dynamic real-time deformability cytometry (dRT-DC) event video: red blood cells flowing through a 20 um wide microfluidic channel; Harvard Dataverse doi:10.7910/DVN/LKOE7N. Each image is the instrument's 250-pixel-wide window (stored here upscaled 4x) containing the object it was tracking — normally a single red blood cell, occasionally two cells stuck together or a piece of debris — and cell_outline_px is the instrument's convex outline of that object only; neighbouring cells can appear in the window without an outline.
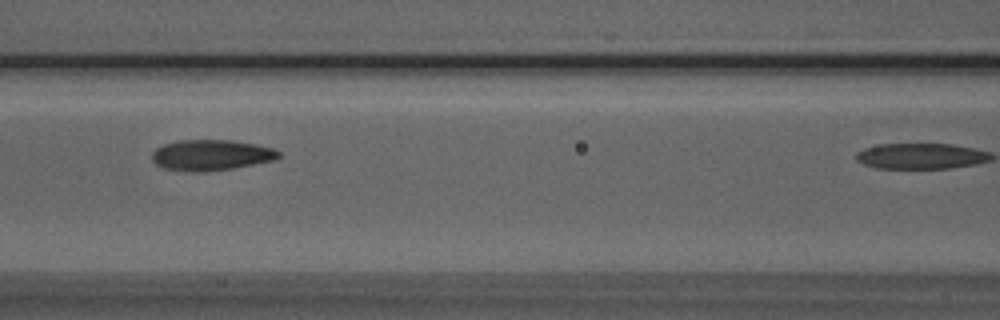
{"species": "Egyptian fruit bat (a non-hibernating species)", "species_latin": "Rousettus aegyptiacus", "temperature_condition": "room temperature", "stored_images_in_passage": 6, "camera_frame_rate_fps": 3000, "um_per_image_px": 0.085, "animal": {"sex": "male"}, "frame": {"image": 1, "passage_image": 5, "time_ms": 4.667, "image_size_px": [1000, 320], "cell_outline_px": [[280, 156], [272, 160], [232, 168], [204, 172], [192, 172], [164, 168], [156, 164], [152, 160], [152, 152], [156, 148], [164, 144], [176, 140], [232, 140], [256, 144], [276, 148], [280, 152]], "centroid_in_image_um": [17.93, 13.17], "position_along_channel_um": 148.7, "area_um2": 22.72}}